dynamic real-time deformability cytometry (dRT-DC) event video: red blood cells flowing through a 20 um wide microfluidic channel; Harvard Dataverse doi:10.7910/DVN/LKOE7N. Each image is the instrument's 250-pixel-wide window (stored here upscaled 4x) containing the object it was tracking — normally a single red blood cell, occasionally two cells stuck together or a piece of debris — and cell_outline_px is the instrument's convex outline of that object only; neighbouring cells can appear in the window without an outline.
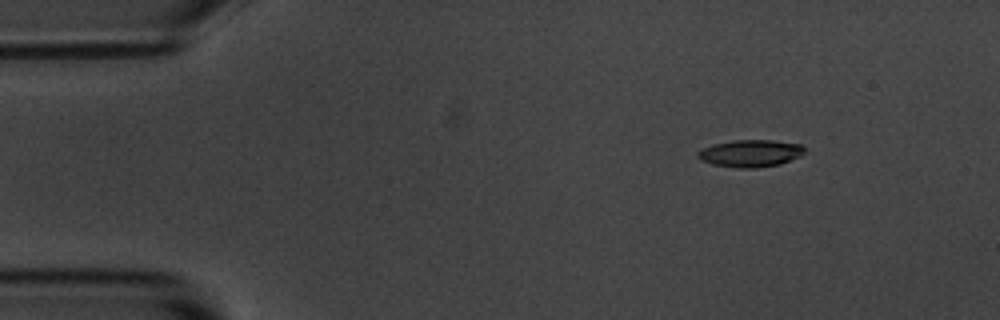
{"species": "common noctule bat (a hibernating species)", "species_latin": "Nyctalus noctula", "temperature_condition": "room temperature", "stored_images_in_passage": 9, "camera_frame_rate_fps": 3000, "um_per_image_px": 0.085, "animal": {"sex": "male", "body_mass_g": 20.1, "forearm_length_mm": 53.5}, "frame": {"image": 1, "passage_image": 1, "time_ms": 0.0, "image_size_px": [1000, 320], "cell_outline_px": [[804, 152], [800, 156], [780, 164], [756, 168], [740, 168], [712, 164], [700, 160], [696, 156], [696, 152], [712, 144], [732, 140], [772, 140], [800, 144], [804, 148]], "centroid_in_image_um": [63.75, 13.03], "position_along_channel_um": 21.2, "area_um2": 16.94}}
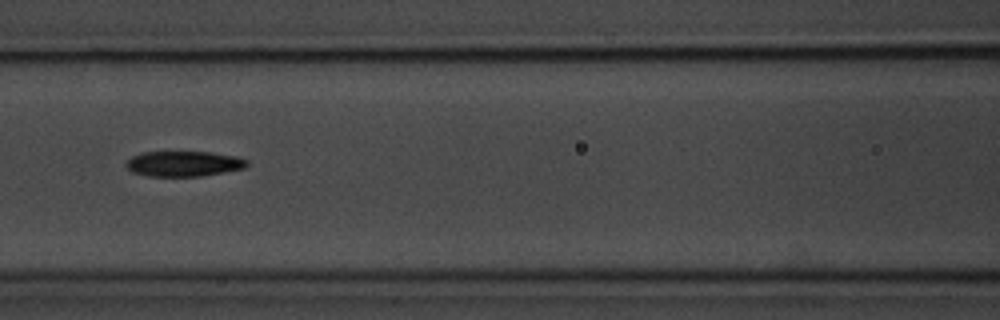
{"frame": {"image": 2, "passage_image": 6, "time_ms": 5.667, "image_size_px": [1000, 320], "cell_outline_px": [[248, 164], [244, 168], [224, 172], [200, 176], [148, 176], [132, 172], [124, 164], [132, 156], [144, 152], [212, 152], [236, 156], [248, 160]], "centroid_in_image_um": [15.62, 13.91], "position_along_channel_um": 151.0, "area_um2": 17.8}}
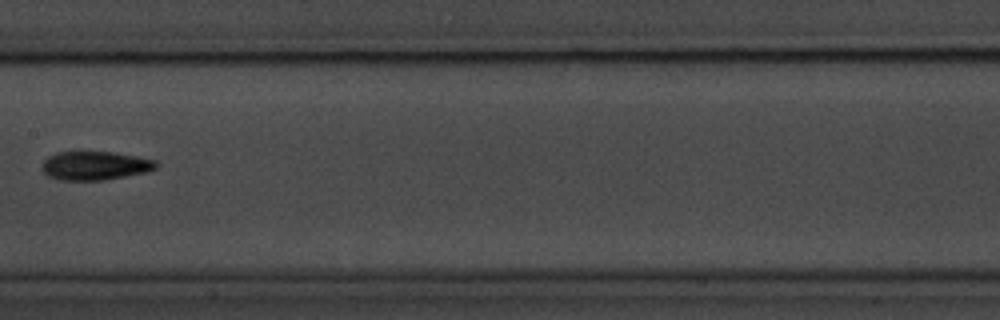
{"frame": {"image": 3, "passage_image": 7, "time_ms": 7.0, "image_size_px": [1000, 320], "cell_outline_px": [[160, 164], [156, 168], [148, 172], [104, 180], [60, 180], [48, 176], [40, 168], [44, 160], [48, 156], [56, 152], [80, 148], [112, 152], [136, 156], [156, 160]], "centroid_in_image_um": [8.04, 14.03], "position_along_channel_um": 199.4, "area_um2": 20.06}}